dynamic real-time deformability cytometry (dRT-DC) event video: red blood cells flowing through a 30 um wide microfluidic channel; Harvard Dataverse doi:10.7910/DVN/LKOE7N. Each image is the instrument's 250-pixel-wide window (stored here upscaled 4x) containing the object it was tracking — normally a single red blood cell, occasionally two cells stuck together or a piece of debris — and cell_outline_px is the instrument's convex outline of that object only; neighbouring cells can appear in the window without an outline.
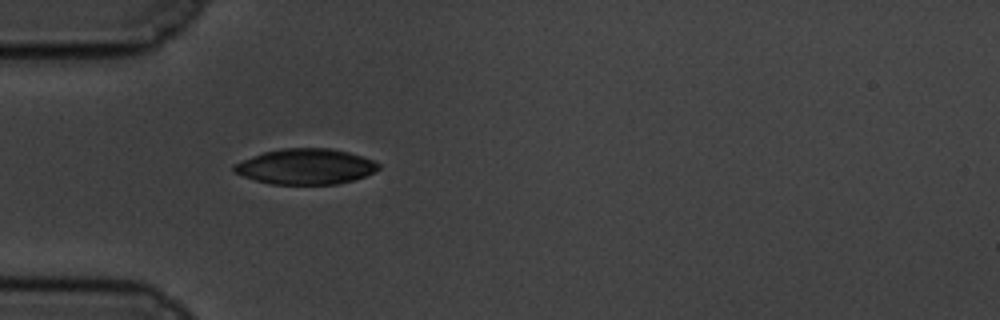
{"species": "common noctule bat (a hibernating species)", "species_latin": "Nyctalus noctula", "temperature_condition": "cold", "stored_images_in_passage": 41, "camera_frame_rate_fps": 3000, "um_per_image_px": 0.085, "animal": {"sex": "male", "body_mass_g": 19.5, "forearm_length_mm": 54.6}, "frame": {"image": 1, "passage_image": 1, "time_ms": 0.0, "image_size_px": [1000, 320], "cell_outline_px": [[380, 168], [364, 176], [352, 180], [336, 184], [272, 184], [256, 180], [232, 172], [232, 164], [252, 156], [264, 152], [284, 148], [332, 148], [348, 152], [372, 160], [380, 164]], "centroid_in_image_um": [25.94, 14.15], "position_along_channel_um": 59.1, "area_um2": 29.77}}
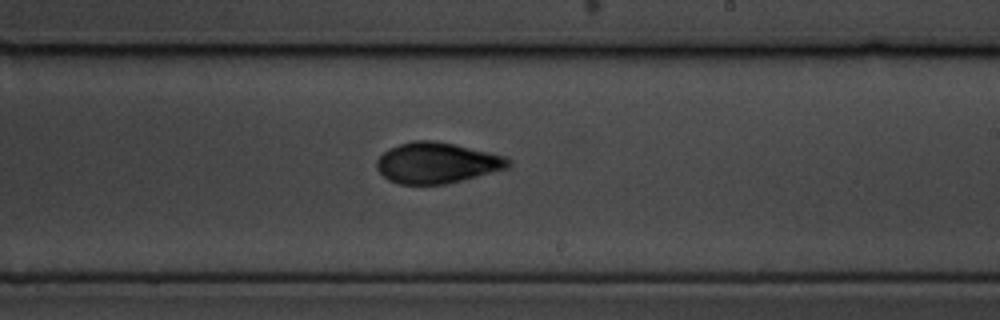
{"frame": {"image": 2, "passage_image": 18, "time_ms": 5.667, "image_size_px": [1000, 320], "cell_outline_px": [[512, 164], [508, 168], [444, 184], [400, 184], [388, 180], [376, 168], [376, 160], [388, 148], [412, 140], [436, 140], [488, 152], [504, 156], [512, 160]], "centroid_in_image_um": [37.11, 13.83], "position_along_channel_um": 251.9, "area_um2": 31.15}}
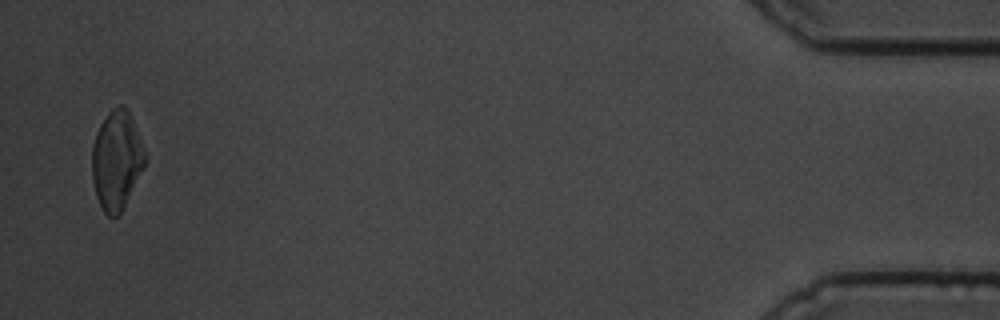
{"frame": {"image": 3, "passage_image": 40, "time_ms": 13.0, "image_size_px": [1000, 320], "cell_outline_px": [[144, 164], [120, 212], [116, 216], [108, 216], [104, 212], [96, 196], [92, 180], [92, 144], [96, 132], [100, 124], [112, 108], [116, 104], [124, 104], [128, 108], [144, 152]], "centroid_in_image_um": [9.86, 13.56], "position_along_channel_um": 425.3, "area_um2": 29.77}}